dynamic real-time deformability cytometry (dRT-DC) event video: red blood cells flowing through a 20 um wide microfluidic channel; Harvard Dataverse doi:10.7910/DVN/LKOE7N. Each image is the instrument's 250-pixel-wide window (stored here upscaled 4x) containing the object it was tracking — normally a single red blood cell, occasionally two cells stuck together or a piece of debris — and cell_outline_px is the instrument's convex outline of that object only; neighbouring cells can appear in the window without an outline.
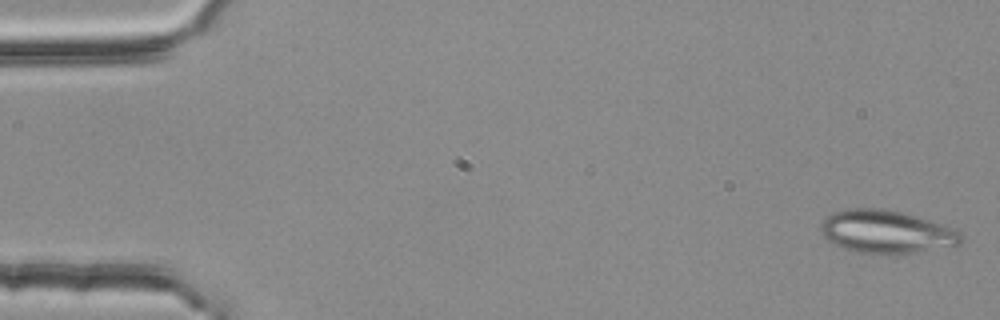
{"species": "common noctule bat (a hibernating species)", "species_latin": "Nyctalus noctula", "temperature_condition": "room temperature", "stored_images_in_passage": 53, "camera_frame_rate_fps": 3000, "um_per_image_px": 0.085, "animal": {"sex": "female", "body_mass_g": 25.1}, "frame": {"image": 1, "passage_image": 1, "time_ms": 0.0, "image_size_px": [1000, 320], "cell_outline_px": [[964, 236], [960, 244], [916, 252], [856, 252], [844, 248], [828, 240], [824, 236], [820, 228], [820, 224], [832, 212], [848, 208], [884, 208], [900, 212], [940, 224], [952, 228], [960, 232]], "centroid_in_image_um": [75.31, 19.67], "position_along_channel_um": 9.7, "area_um2": 34.28}}
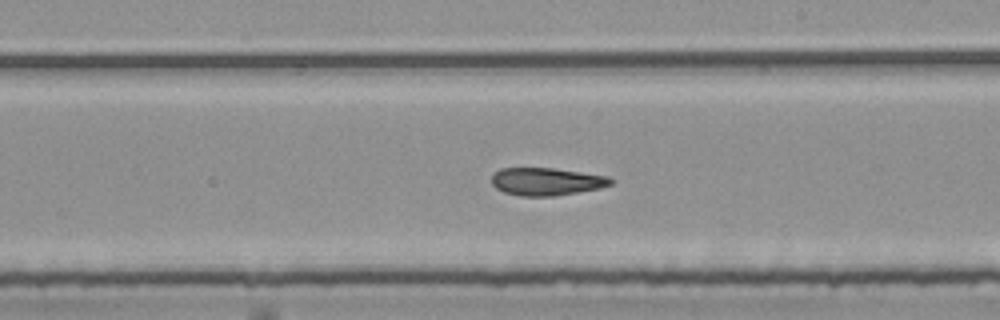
{"frame": {"image": 2, "passage_image": 31, "time_ms": 10.0, "image_size_px": [1000, 320], "cell_outline_px": [[612, 184], [600, 188], [552, 196], [520, 196], [504, 192], [496, 188], [492, 184], [492, 172], [500, 168], [552, 168], [608, 176], [612, 180]], "centroid_in_image_um": [46.4, 15.42], "position_along_channel_um": 242.6, "area_um2": 19.13}}
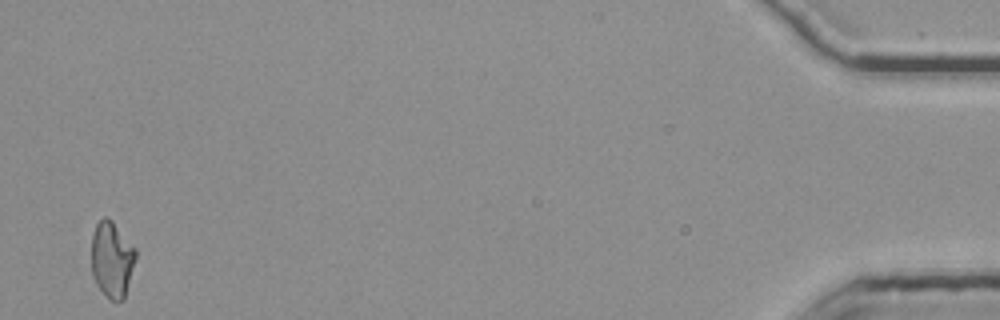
{"frame": {"image": 3, "passage_image": 53, "time_ms": 17.333, "image_size_px": [1000, 320], "cell_outline_px": [[136, 260], [124, 300], [108, 300], [96, 284], [92, 276], [92, 236], [96, 224], [104, 216], [108, 216], [112, 220], [136, 248]], "centroid_in_image_um": [9.52, 22.05], "position_along_channel_um": 425.7, "area_um2": 19.88}, "authors_computed_cell_mechanics": {"area_um2": 20.3456, "velocity_mm_per_s": 3.7545, "shape_relaxation_time_tau1_ms": null, "shape_relaxation_time_tau2_ms": 4.2202, "deformation_change_tau1": null, "deformation_change_tau2": 0.1324}}